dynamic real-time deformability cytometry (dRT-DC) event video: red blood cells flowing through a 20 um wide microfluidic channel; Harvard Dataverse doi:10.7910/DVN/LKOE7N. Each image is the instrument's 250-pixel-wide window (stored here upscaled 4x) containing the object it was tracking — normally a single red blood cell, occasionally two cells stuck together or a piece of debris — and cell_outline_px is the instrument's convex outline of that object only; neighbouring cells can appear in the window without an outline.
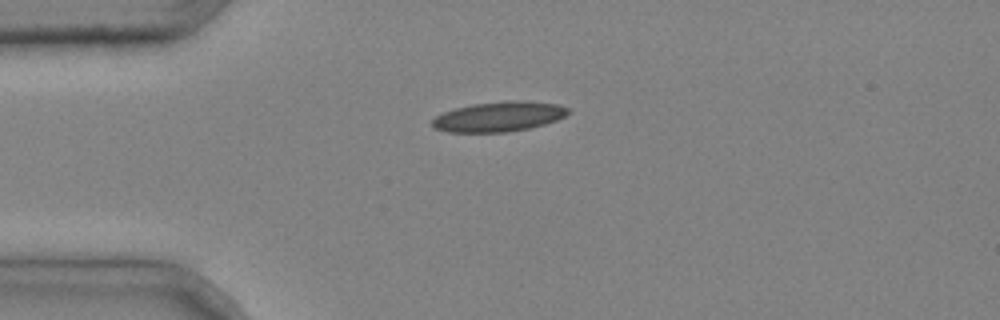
{"species": "common noctule bat (a hibernating species)", "species_latin": "Nyctalus noctula", "temperature_condition": "cold", "stored_images_in_passage": 3, "camera_frame_rate_fps": 3000, "um_per_image_px": 0.085, "animal": {"sex": "male", "body_mass_g": 20.4}, "frame": {"image": 1, "passage_image": 3, "time_ms": 0.667, "image_size_px": [1000, 320], "cell_outline_px": [[568, 112], [564, 116], [556, 120], [544, 124], [528, 128], [508, 132], [448, 132], [432, 128], [432, 120], [436, 116], [444, 112], [456, 108], [472, 104], [508, 100], [524, 100], [560, 104], [568, 108]], "centroid_in_image_um": [42.39, 9.9], "position_along_channel_um": 42.6, "area_um2": 23.76}}